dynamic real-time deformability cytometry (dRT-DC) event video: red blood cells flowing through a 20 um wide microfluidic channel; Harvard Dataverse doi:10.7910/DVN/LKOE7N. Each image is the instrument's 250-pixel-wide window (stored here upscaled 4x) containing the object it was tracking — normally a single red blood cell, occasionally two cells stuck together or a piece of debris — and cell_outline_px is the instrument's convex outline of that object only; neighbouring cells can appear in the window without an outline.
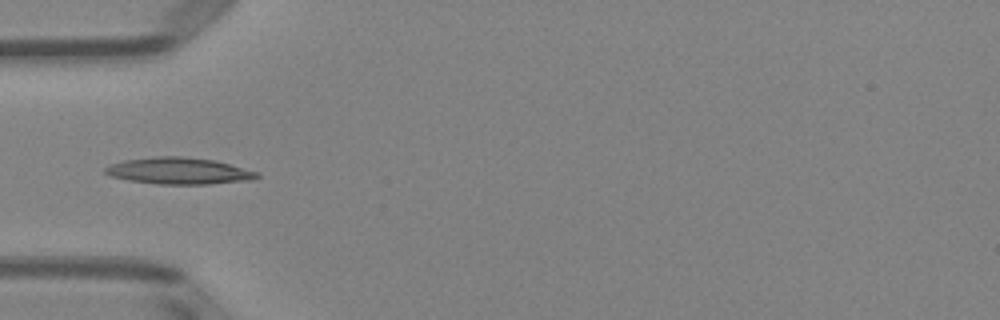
{"species": "Egyptian fruit bat (a non-hibernating species)", "species_latin": "Rousettus aegyptiacus", "temperature_condition": "room temperature", "stored_images_in_passage": 5, "camera_frame_rate_fps": 3000, "um_per_image_px": 0.085, "animal": {"sex": "female"}, "frame": {"image": 1, "passage_image": 5, "time_ms": 5.333, "image_size_px": [1000, 320], "cell_outline_px": [[260, 176], [252, 180], [208, 184], [156, 184], [128, 180], [112, 176], [104, 172], [104, 168], [112, 164], [124, 160], [156, 156], [180, 156], [212, 160], [260, 172]], "centroid_in_image_um": [15.21, 14.53], "position_along_channel_um": 69.8, "area_um2": 23.41}}